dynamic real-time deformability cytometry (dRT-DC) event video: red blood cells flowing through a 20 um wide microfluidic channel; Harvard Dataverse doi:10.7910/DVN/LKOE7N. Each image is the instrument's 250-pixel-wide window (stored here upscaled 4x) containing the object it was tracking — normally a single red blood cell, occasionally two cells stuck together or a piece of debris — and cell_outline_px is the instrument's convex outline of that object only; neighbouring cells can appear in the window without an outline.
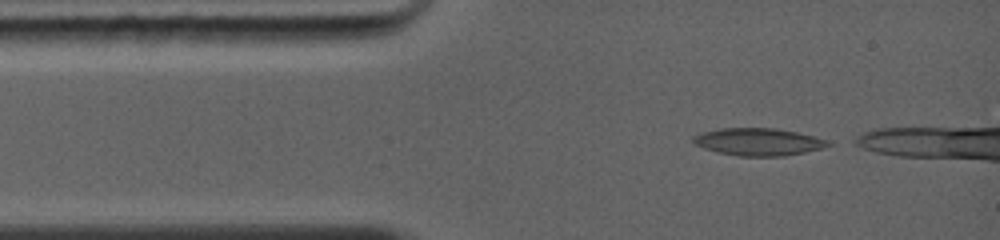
{"species": "common noctule bat (a hibernating species)", "species_latin": "Nyctalus noctula", "temperature_condition": "warm", "stored_images_in_passage": 37, "camera_frame_rate_fps": 5000, "um_per_image_px": 0.085, "animal": {"sex": "female", "body_mass_g": 19.0, "forearm_length_mm": 56.7}, "frame": {"image": 1, "passage_image": 1, "time_ms": 0.0, "image_size_px": [1000, 240], "cell_outline_px": [[832, 144], [820, 148], [804, 152], [784, 156], [740, 156], [720, 152], [704, 148], [696, 144], [692, 140], [692, 136], [700, 132], [720, 128], [776, 128], [796, 132], [812, 136], [824, 140]], "centroid_in_image_um": [64.4, 12.05], "position_along_channel_um": 20.6, "area_um2": 21.21}}
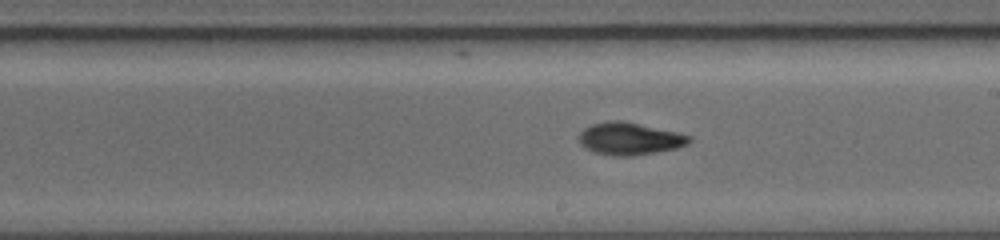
{"frame": {"image": 2, "passage_image": 21, "time_ms": 5.6, "image_size_px": [1000, 240], "cell_outline_px": [[692, 140], [688, 144], [676, 148], [632, 156], [612, 156], [596, 152], [580, 144], [580, 132], [584, 128], [592, 124], [608, 120], [624, 120], [676, 132], [692, 136]], "centroid_in_image_um": [53.53, 11.77], "position_along_channel_um": 235.5, "area_um2": 20.69}}
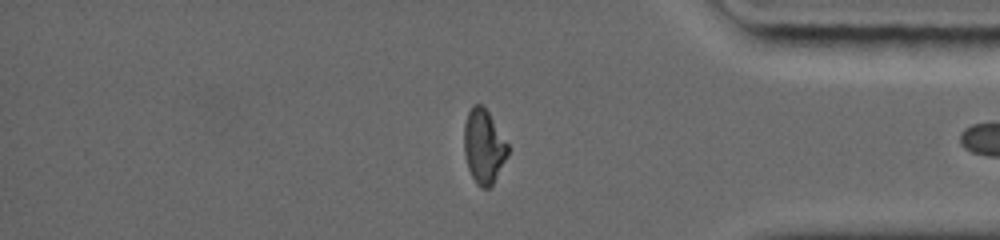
{"frame": {"image": 3, "passage_image": 36, "time_ms": 9.6, "image_size_px": [1000, 240], "cell_outline_px": [[508, 156], [492, 184], [488, 188], [480, 188], [476, 184], [468, 168], [464, 152], [464, 124], [468, 112], [472, 104], [480, 104], [488, 112], [508, 144]], "centroid_in_image_um": [41.1, 12.45], "position_along_channel_um": 394.1, "area_um2": 18.79}}